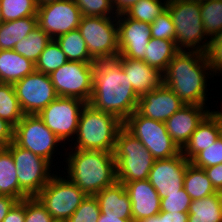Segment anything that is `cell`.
<instances>
[{"instance_id":"ee69618b","label":"cell","mask_w":222,"mask_h":222,"mask_svg":"<svg viewBox=\"0 0 222 222\" xmlns=\"http://www.w3.org/2000/svg\"><path fill=\"white\" fill-rule=\"evenodd\" d=\"M188 213L184 212H163L138 220L137 222H188Z\"/></svg>"},{"instance_id":"ac0fdd59","label":"cell","mask_w":222,"mask_h":222,"mask_svg":"<svg viewBox=\"0 0 222 222\" xmlns=\"http://www.w3.org/2000/svg\"><path fill=\"white\" fill-rule=\"evenodd\" d=\"M184 105L170 88L162 84L139 96L136 111L144 117L165 122Z\"/></svg>"},{"instance_id":"f35d334b","label":"cell","mask_w":222,"mask_h":222,"mask_svg":"<svg viewBox=\"0 0 222 222\" xmlns=\"http://www.w3.org/2000/svg\"><path fill=\"white\" fill-rule=\"evenodd\" d=\"M190 163L197 168H207L222 163V135L214 144L199 152Z\"/></svg>"},{"instance_id":"4316f807","label":"cell","mask_w":222,"mask_h":222,"mask_svg":"<svg viewBox=\"0 0 222 222\" xmlns=\"http://www.w3.org/2000/svg\"><path fill=\"white\" fill-rule=\"evenodd\" d=\"M179 52L175 41L150 38L143 61L164 73L169 62Z\"/></svg>"},{"instance_id":"b9f144b4","label":"cell","mask_w":222,"mask_h":222,"mask_svg":"<svg viewBox=\"0 0 222 222\" xmlns=\"http://www.w3.org/2000/svg\"><path fill=\"white\" fill-rule=\"evenodd\" d=\"M25 222H55L37 197L25 198Z\"/></svg>"},{"instance_id":"d6a6232c","label":"cell","mask_w":222,"mask_h":222,"mask_svg":"<svg viewBox=\"0 0 222 222\" xmlns=\"http://www.w3.org/2000/svg\"><path fill=\"white\" fill-rule=\"evenodd\" d=\"M200 11L206 35L210 39L222 35V0L202 1Z\"/></svg>"},{"instance_id":"d590c367","label":"cell","mask_w":222,"mask_h":222,"mask_svg":"<svg viewBox=\"0 0 222 222\" xmlns=\"http://www.w3.org/2000/svg\"><path fill=\"white\" fill-rule=\"evenodd\" d=\"M0 9L4 22L25 17H37L36 0H0Z\"/></svg>"},{"instance_id":"4fadbf2b","label":"cell","mask_w":222,"mask_h":222,"mask_svg":"<svg viewBox=\"0 0 222 222\" xmlns=\"http://www.w3.org/2000/svg\"><path fill=\"white\" fill-rule=\"evenodd\" d=\"M85 104L86 102L77 98L57 97L38 116L62 143L65 140L72 142Z\"/></svg>"},{"instance_id":"484cf974","label":"cell","mask_w":222,"mask_h":222,"mask_svg":"<svg viewBox=\"0 0 222 222\" xmlns=\"http://www.w3.org/2000/svg\"><path fill=\"white\" fill-rule=\"evenodd\" d=\"M38 26V17H25L0 25V50H13L16 43Z\"/></svg>"},{"instance_id":"1f68e13d","label":"cell","mask_w":222,"mask_h":222,"mask_svg":"<svg viewBox=\"0 0 222 222\" xmlns=\"http://www.w3.org/2000/svg\"><path fill=\"white\" fill-rule=\"evenodd\" d=\"M23 116L13 84L0 83V118L15 127Z\"/></svg>"},{"instance_id":"f5cc1de1","label":"cell","mask_w":222,"mask_h":222,"mask_svg":"<svg viewBox=\"0 0 222 222\" xmlns=\"http://www.w3.org/2000/svg\"><path fill=\"white\" fill-rule=\"evenodd\" d=\"M113 2L114 8H115V12L118 15V0H111Z\"/></svg>"},{"instance_id":"8fae6325","label":"cell","mask_w":222,"mask_h":222,"mask_svg":"<svg viewBox=\"0 0 222 222\" xmlns=\"http://www.w3.org/2000/svg\"><path fill=\"white\" fill-rule=\"evenodd\" d=\"M95 63L68 61L50 73L58 97L77 98L88 103L93 91Z\"/></svg>"},{"instance_id":"2e32d148","label":"cell","mask_w":222,"mask_h":222,"mask_svg":"<svg viewBox=\"0 0 222 222\" xmlns=\"http://www.w3.org/2000/svg\"><path fill=\"white\" fill-rule=\"evenodd\" d=\"M190 164L180 152L168 159H156L149 172L148 181L155 188L160 199L177 193L184 187V175Z\"/></svg>"},{"instance_id":"d4e9b609","label":"cell","mask_w":222,"mask_h":222,"mask_svg":"<svg viewBox=\"0 0 222 222\" xmlns=\"http://www.w3.org/2000/svg\"><path fill=\"white\" fill-rule=\"evenodd\" d=\"M188 214V222H222V193L192 200Z\"/></svg>"},{"instance_id":"cb8c5ba5","label":"cell","mask_w":222,"mask_h":222,"mask_svg":"<svg viewBox=\"0 0 222 222\" xmlns=\"http://www.w3.org/2000/svg\"><path fill=\"white\" fill-rule=\"evenodd\" d=\"M35 71V63L14 50H0V83L14 84Z\"/></svg>"},{"instance_id":"5bb4252c","label":"cell","mask_w":222,"mask_h":222,"mask_svg":"<svg viewBox=\"0 0 222 222\" xmlns=\"http://www.w3.org/2000/svg\"><path fill=\"white\" fill-rule=\"evenodd\" d=\"M24 115H38L58 95L50 75L34 71L13 84Z\"/></svg>"},{"instance_id":"ffe728a7","label":"cell","mask_w":222,"mask_h":222,"mask_svg":"<svg viewBox=\"0 0 222 222\" xmlns=\"http://www.w3.org/2000/svg\"><path fill=\"white\" fill-rule=\"evenodd\" d=\"M131 201L133 222L160 212L161 199L148 179L124 183Z\"/></svg>"},{"instance_id":"9c48e42d","label":"cell","mask_w":222,"mask_h":222,"mask_svg":"<svg viewBox=\"0 0 222 222\" xmlns=\"http://www.w3.org/2000/svg\"><path fill=\"white\" fill-rule=\"evenodd\" d=\"M15 162L21 200L36 197L53 176L51 163L30 150L18 146L14 141L6 147ZM52 174V175H51Z\"/></svg>"},{"instance_id":"c3c4849f","label":"cell","mask_w":222,"mask_h":222,"mask_svg":"<svg viewBox=\"0 0 222 222\" xmlns=\"http://www.w3.org/2000/svg\"><path fill=\"white\" fill-rule=\"evenodd\" d=\"M18 200L12 196L0 195V222H3L4 217Z\"/></svg>"},{"instance_id":"d6986e66","label":"cell","mask_w":222,"mask_h":222,"mask_svg":"<svg viewBox=\"0 0 222 222\" xmlns=\"http://www.w3.org/2000/svg\"><path fill=\"white\" fill-rule=\"evenodd\" d=\"M207 108L202 105H184L165 121L167 132L180 149L185 146L197 126L211 112Z\"/></svg>"},{"instance_id":"11a10c76","label":"cell","mask_w":222,"mask_h":222,"mask_svg":"<svg viewBox=\"0 0 222 222\" xmlns=\"http://www.w3.org/2000/svg\"><path fill=\"white\" fill-rule=\"evenodd\" d=\"M2 23H4V20H3V18H2L1 9H0V25H1Z\"/></svg>"},{"instance_id":"db71d44e","label":"cell","mask_w":222,"mask_h":222,"mask_svg":"<svg viewBox=\"0 0 222 222\" xmlns=\"http://www.w3.org/2000/svg\"><path fill=\"white\" fill-rule=\"evenodd\" d=\"M210 41H222V35L216 36V37L210 39Z\"/></svg>"},{"instance_id":"5b68a950","label":"cell","mask_w":222,"mask_h":222,"mask_svg":"<svg viewBox=\"0 0 222 222\" xmlns=\"http://www.w3.org/2000/svg\"><path fill=\"white\" fill-rule=\"evenodd\" d=\"M167 10L175 26V44L178 50L186 51L188 48L187 51L206 53L210 39L204 30L200 2L196 0H168Z\"/></svg>"},{"instance_id":"7402d4cb","label":"cell","mask_w":222,"mask_h":222,"mask_svg":"<svg viewBox=\"0 0 222 222\" xmlns=\"http://www.w3.org/2000/svg\"><path fill=\"white\" fill-rule=\"evenodd\" d=\"M121 67L128 77L133 90L139 95L159 88L163 84V73L154 69L143 60L117 56Z\"/></svg>"},{"instance_id":"8d00e7d4","label":"cell","mask_w":222,"mask_h":222,"mask_svg":"<svg viewBox=\"0 0 222 222\" xmlns=\"http://www.w3.org/2000/svg\"><path fill=\"white\" fill-rule=\"evenodd\" d=\"M74 1L78 6L82 16L117 17V13L114 12L115 8L111 0H74Z\"/></svg>"},{"instance_id":"ab89813d","label":"cell","mask_w":222,"mask_h":222,"mask_svg":"<svg viewBox=\"0 0 222 222\" xmlns=\"http://www.w3.org/2000/svg\"><path fill=\"white\" fill-rule=\"evenodd\" d=\"M151 37L156 39H167L175 41L176 31L168 10L158 16L150 23Z\"/></svg>"},{"instance_id":"e0dca14e","label":"cell","mask_w":222,"mask_h":222,"mask_svg":"<svg viewBox=\"0 0 222 222\" xmlns=\"http://www.w3.org/2000/svg\"><path fill=\"white\" fill-rule=\"evenodd\" d=\"M119 56L143 60L151 38L150 23L129 18L125 13L117 15Z\"/></svg>"},{"instance_id":"3957f363","label":"cell","mask_w":222,"mask_h":222,"mask_svg":"<svg viewBox=\"0 0 222 222\" xmlns=\"http://www.w3.org/2000/svg\"><path fill=\"white\" fill-rule=\"evenodd\" d=\"M68 156L66 177L87 195H95L117 181L114 153L75 149Z\"/></svg>"},{"instance_id":"30bf717a","label":"cell","mask_w":222,"mask_h":222,"mask_svg":"<svg viewBox=\"0 0 222 222\" xmlns=\"http://www.w3.org/2000/svg\"><path fill=\"white\" fill-rule=\"evenodd\" d=\"M87 194L68 178L53 174L36 196L54 221L66 222L80 206Z\"/></svg>"},{"instance_id":"74e56055","label":"cell","mask_w":222,"mask_h":222,"mask_svg":"<svg viewBox=\"0 0 222 222\" xmlns=\"http://www.w3.org/2000/svg\"><path fill=\"white\" fill-rule=\"evenodd\" d=\"M100 214L99 203L95 195H87L66 222H98Z\"/></svg>"},{"instance_id":"8992f818","label":"cell","mask_w":222,"mask_h":222,"mask_svg":"<svg viewBox=\"0 0 222 222\" xmlns=\"http://www.w3.org/2000/svg\"><path fill=\"white\" fill-rule=\"evenodd\" d=\"M117 181L124 184L148 179L155 158L142 142L122 127L114 150Z\"/></svg>"},{"instance_id":"7bdbcfd3","label":"cell","mask_w":222,"mask_h":222,"mask_svg":"<svg viewBox=\"0 0 222 222\" xmlns=\"http://www.w3.org/2000/svg\"><path fill=\"white\" fill-rule=\"evenodd\" d=\"M213 76L216 73L222 75V41H210L206 52Z\"/></svg>"},{"instance_id":"7dc6e473","label":"cell","mask_w":222,"mask_h":222,"mask_svg":"<svg viewBox=\"0 0 222 222\" xmlns=\"http://www.w3.org/2000/svg\"><path fill=\"white\" fill-rule=\"evenodd\" d=\"M14 141V127L0 118V148L7 147Z\"/></svg>"},{"instance_id":"f907efd6","label":"cell","mask_w":222,"mask_h":222,"mask_svg":"<svg viewBox=\"0 0 222 222\" xmlns=\"http://www.w3.org/2000/svg\"><path fill=\"white\" fill-rule=\"evenodd\" d=\"M98 222H133V219H123V218L100 214Z\"/></svg>"},{"instance_id":"4dcf8cb0","label":"cell","mask_w":222,"mask_h":222,"mask_svg":"<svg viewBox=\"0 0 222 222\" xmlns=\"http://www.w3.org/2000/svg\"><path fill=\"white\" fill-rule=\"evenodd\" d=\"M50 41V36L37 26L27 37L16 43L13 50L33 63H36Z\"/></svg>"},{"instance_id":"7a4b0ae2","label":"cell","mask_w":222,"mask_h":222,"mask_svg":"<svg viewBox=\"0 0 222 222\" xmlns=\"http://www.w3.org/2000/svg\"><path fill=\"white\" fill-rule=\"evenodd\" d=\"M206 75L208 78L213 75L206 53L179 51L163 73V84L170 88L185 105L206 106V98H208L206 97L208 92Z\"/></svg>"},{"instance_id":"ba28073f","label":"cell","mask_w":222,"mask_h":222,"mask_svg":"<svg viewBox=\"0 0 222 222\" xmlns=\"http://www.w3.org/2000/svg\"><path fill=\"white\" fill-rule=\"evenodd\" d=\"M123 127L142 142L155 160L168 159L181 152L167 132L165 122L144 117L135 111L123 122Z\"/></svg>"},{"instance_id":"7c38bea8","label":"cell","mask_w":222,"mask_h":222,"mask_svg":"<svg viewBox=\"0 0 222 222\" xmlns=\"http://www.w3.org/2000/svg\"><path fill=\"white\" fill-rule=\"evenodd\" d=\"M14 142L53 164V154L61 140L44 124L38 115H24L14 127ZM55 150V151H54Z\"/></svg>"},{"instance_id":"816d5d0a","label":"cell","mask_w":222,"mask_h":222,"mask_svg":"<svg viewBox=\"0 0 222 222\" xmlns=\"http://www.w3.org/2000/svg\"><path fill=\"white\" fill-rule=\"evenodd\" d=\"M55 1H60V0H36L37 5H42V4H46L49 2H55Z\"/></svg>"},{"instance_id":"60d3db41","label":"cell","mask_w":222,"mask_h":222,"mask_svg":"<svg viewBox=\"0 0 222 222\" xmlns=\"http://www.w3.org/2000/svg\"><path fill=\"white\" fill-rule=\"evenodd\" d=\"M191 202L192 199L183 187L177 193L168 194V196L161 199L160 211L188 213Z\"/></svg>"},{"instance_id":"681fc988","label":"cell","mask_w":222,"mask_h":222,"mask_svg":"<svg viewBox=\"0 0 222 222\" xmlns=\"http://www.w3.org/2000/svg\"><path fill=\"white\" fill-rule=\"evenodd\" d=\"M139 1L140 0H118V14L124 13L128 8Z\"/></svg>"},{"instance_id":"f1b7e54d","label":"cell","mask_w":222,"mask_h":222,"mask_svg":"<svg viewBox=\"0 0 222 222\" xmlns=\"http://www.w3.org/2000/svg\"><path fill=\"white\" fill-rule=\"evenodd\" d=\"M184 189L192 200H198L217 193L204 169L197 168L191 163L185 171Z\"/></svg>"},{"instance_id":"603a6c76","label":"cell","mask_w":222,"mask_h":222,"mask_svg":"<svg viewBox=\"0 0 222 222\" xmlns=\"http://www.w3.org/2000/svg\"><path fill=\"white\" fill-rule=\"evenodd\" d=\"M99 203L101 214L133 219L131 201L124 184L116 181L112 186L106 187L95 194Z\"/></svg>"},{"instance_id":"e575fe53","label":"cell","mask_w":222,"mask_h":222,"mask_svg":"<svg viewBox=\"0 0 222 222\" xmlns=\"http://www.w3.org/2000/svg\"><path fill=\"white\" fill-rule=\"evenodd\" d=\"M66 62L68 60L60 45L55 39H51L36 61L35 71L49 75Z\"/></svg>"},{"instance_id":"44dd1931","label":"cell","mask_w":222,"mask_h":222,"mask_svg":"<svg viewBox=\"0 0 222 222\" xmlns=\"http://www.w3.org/2000/svg\"><path fill=\"white\" fill-rule=\"evenodd\" d=\"M221 135L222 113L211 111L197 126L181 152L188 161H191L199 152L214 144Z\"/></svg>"},{"instance_id":"f6af8a7d","label":"cell","mask_w":222,"mask_h":222,"mask_svg":"<svg viewBox=\"0 0 222 222\" xmlns=\"http://www.w3.org/2000/svg\"><path fill=\"white\" fill-rule=\"evenodd\" d=\"M3 222H25V198L13 205Z\"/></svg>"},{"instance_id":"bcb514c9","label":"cell","mask_w":222,"mask_h":222,"mask_svg":"<svg viewBox=\"0 0 222 222\" xmlns=\"http://www.w3.org/2000/svg\"><path fill=\"white\" fill-rule=\"evenodd\" d=\"M204 171L215 190L222 193V163L204 168Z\"/></svg>"},{"instance_id":"6da1fadb","label":"cell","mask_w":222,"mask_h":222,"mask_svg":"<svg viewBox=\"0 0 222 222\" xmlns=\"http://www.w3.org/2000/svg\"><path fill=\"white\" fill-rule=\"evenodd\" d=\"M138 100L139 95L133 90L116 58L96 61L89 104L95 109L112 113L124 122L136 111Z\"/></svg>"},{"instance_id":"9a60e30c","label":"cell","mask_w":222,"mask_h":222,"mask_svg":"<svg viewBox=\"0 0 222 222\" xmlns=\"http://www.w3.org/2000/svg\"><path fill=\"white\" fill-rule=\"evenodd\" d=\"M38 26L51 39L77 29L82 14L74 0H60L38 6Z\"/></svg>"},{"instance_id":"836d02e7","label":"cell","mask_w":222,"mask_h":222,"mask_svg":"<svg viewBox=\"0 0 222 222\" xmlns=\"http://www.w3.org/2000/svg\"><path fill=\"white\" fill-rule=\"evenodd\" d=\"M168 0H140L124 13L134 20L152 23L158 16L167 10Z\"/></svg>"},{"instance_id":"83f0119b","label":"cell","mask_w":222,"mask_h":222,"mask_svg":"<svg viewBox=\"0 0 222 222\" xmlns=\"http://www.w3.org/2000/svg\"><path fill=\"white\" fill-rule=\"evenodd\" d=\"M16 166L12 154L6 147L0 148V195H8L21 200Z\"/></svg>"},{"instance_id":"52a82bcc","label":"cell","mask_w":222,"mask_h":222,"mask_svg":"<svg viewBox=\"0 0 222 222\" xmlns=\"http://www.w3.org/2000/svg\"><path fill=\"white\" fill-rule=\"evenodd\" d=\"M78 30L95 61L119 56L117 17L82 16Z\"/></svg>"},{"instance_id":"277c9868","label":"cell","mask_w":222,"mask_h":222,"mask_svg":"<svg viewBox=\"0 0 222 222\" xmlns=\"http://www.w3.org/2000/svg\"><path fill=\"white\" fill-rule=\"evenodd\" d=\"M123 122L112 113L95 109L86 103L83 107L74 146L70 150H99L114 153L116 137Z\"/></svg>"},{"instance_id":"f546056e","label":"cell","mask_w":222,"mask_h":222,"mask_svg":"<svg viewBox=\"0 0 222 222\" xmlns=\"http://www.w3.org/2000/svg\"><path fill=\"white\" fill-rule=\"evenodd\" d=\"M68 61L96 62L89 54L86 43L78 28L55 39Z\"/></svg>"}]
</instances>
